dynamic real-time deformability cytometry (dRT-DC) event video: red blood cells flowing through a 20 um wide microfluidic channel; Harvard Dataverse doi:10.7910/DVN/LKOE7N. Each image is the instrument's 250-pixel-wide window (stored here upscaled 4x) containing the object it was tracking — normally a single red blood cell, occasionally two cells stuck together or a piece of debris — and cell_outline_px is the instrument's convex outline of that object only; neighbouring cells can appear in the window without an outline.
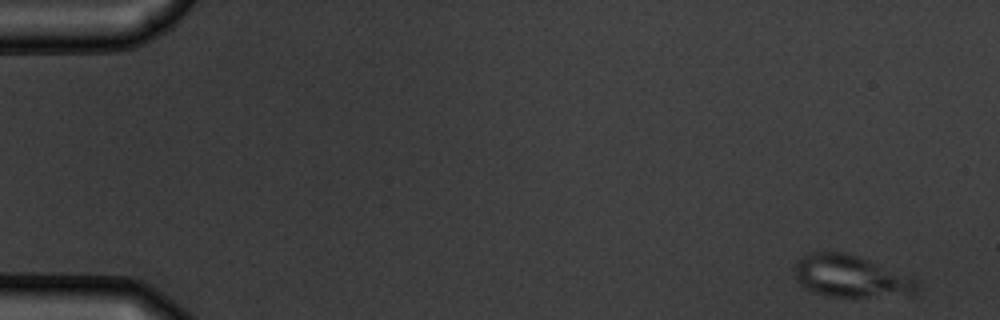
{"species": "common noctule bat (a hibernating species)", "species_latin": "Nyctalus noctula", "temperature_condition": "warm", "stored_images_in_passage": 5, "camera_frame_rate_fps": 3000, "um_per_image_px": 0.085, "animal": {"sex": "male", "body_mass_g": 19.5, "forearm_length_mm": 54.6}, "frame": {"image": 1, "passage_image": 1, "time_ms": 0.0, "image_size_px": [1000, 320], "cell_outline_px": [[920, 288], [912, 296], [828, 296], [816, 292], [800, 284], [796, 280], [792, 268], [796, 260], [804, 256], [816, 252], [844, 252], [860, 256], [920, 280]], "centroid_in_image_um": [72.37, 23.49], "position_along_channel_um": 12.6, "area_um2": 30.29}}